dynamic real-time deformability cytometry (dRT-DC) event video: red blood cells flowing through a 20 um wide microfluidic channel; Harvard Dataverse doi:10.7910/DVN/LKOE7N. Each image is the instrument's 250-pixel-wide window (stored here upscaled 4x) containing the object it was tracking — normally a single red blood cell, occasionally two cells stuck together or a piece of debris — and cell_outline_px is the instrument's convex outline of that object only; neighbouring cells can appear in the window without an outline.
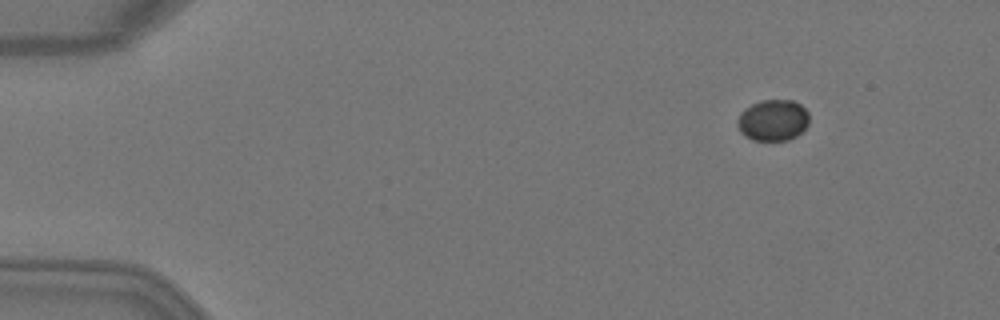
{"species": "Egyptian fruit bat (a non-hibernating species)", "species_latin": "Rousettus aegyptiacus", "temperature_condition": "warm", "stored_images_in_passage": 5, "camera_frame_rate_fps": 3000, "um_per_image_px": 0.085, "animal": {"sex": "female"}, "frame": {"image": 1, "passage_image": 2, "time_ms": 0.333, "image_size_px": [1000, 320], "cell_outline_px": [[808, 124], [796, 136], [788, 140], [752, 140], [740, 132], [736, 124], [736, 120], [740, 112], [744, 108], [752, 104], [764, 100], [792, 100], [800, 104], [808, 112]], "centroid_in_image_um": [65.67, 10.21], "position_along_channel_um": 19.3, "area_um2": 17.28}}